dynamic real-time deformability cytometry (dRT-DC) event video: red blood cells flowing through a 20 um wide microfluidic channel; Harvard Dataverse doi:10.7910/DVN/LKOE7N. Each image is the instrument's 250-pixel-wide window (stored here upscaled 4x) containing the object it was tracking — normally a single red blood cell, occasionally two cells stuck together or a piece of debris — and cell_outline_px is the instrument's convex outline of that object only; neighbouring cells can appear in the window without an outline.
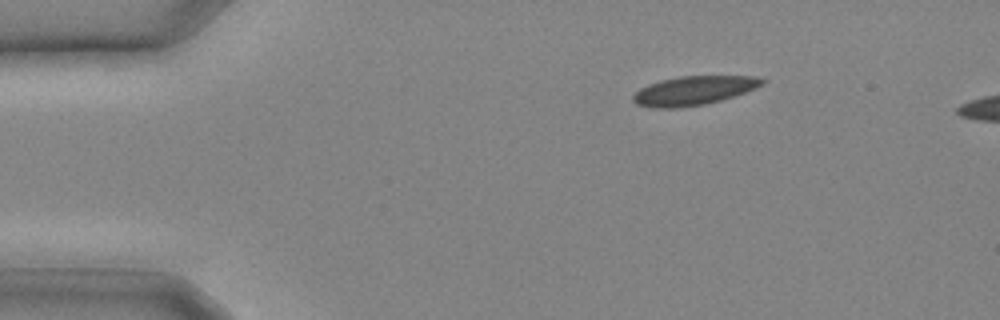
{"species": "common noctule bat (a hibernating species)", "species_latin": "Nyctalus noctula", "temperature_condition": "cold", "stored_images_in_passage": 10, "camera_frame_rate_fps": 3000, "um_per_image_px": 0.085, "animal": {"sex": "male", "body_mass_g": 20.4}, "frame": {"image": 1, "passage_image": 1, "time_ms": 0.0, "image_size_px": [1000, 320], "cell_outline_px": [[768, 80], [764, 84], [756, 88], [720, 100], [704, 104], [676, 108], [652, 108], [636, 104], [632, 100], [632, 96], [640, 88], [648, 84], [660, 80], [680, 76], [756, 76]], "centroid_in_image_um": [58.95, 7.69], "position_along_channel_um": 26.0, "area_um2": 21.79}}
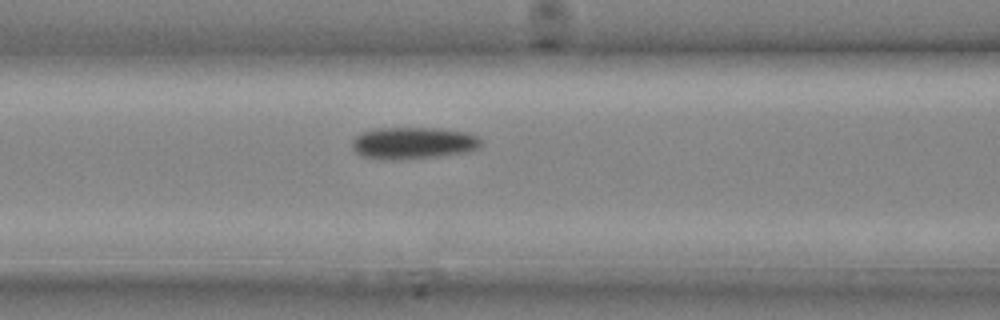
{"frame": {"image": 2, "passage_image": 8, "time_ms": 2.333, "image_size_px": [1000, 320], "cell_outline_px": [[480, 144], [476, 148], [468, 152], [436, 156], [396, 160], [380, 160], [360, 156], [352, 148], [352, 140], [356, 136], [364, 132], [380, 128], [436, 128], [464, 132], [476, 136], [480, 140]], "centroid_in_image_um": [35.06, 12.17], "position_along_channel_um": 131.5, "area_um2": 23.81}}
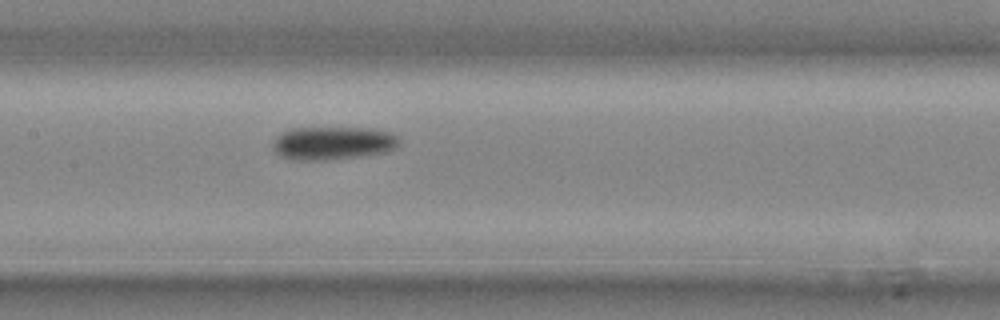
{"frame": {"image": 3, "passage_image": 10, "time_ms": 3.0, "image_size_px": [1000, 320], "cell_outline_px": [[400, 144], [396, 148], [388, 152], [360, 156], [324, 160], [296, 160], [280, 156], [272, 148], [272, 140], [276, 136], [292, 128], [368, 128], [392, 132], [400, 140]], "centroid_in_image_um": [28.31, 12.16], "position_along_channel_um": 179.1, "area_um2": 24.62}}